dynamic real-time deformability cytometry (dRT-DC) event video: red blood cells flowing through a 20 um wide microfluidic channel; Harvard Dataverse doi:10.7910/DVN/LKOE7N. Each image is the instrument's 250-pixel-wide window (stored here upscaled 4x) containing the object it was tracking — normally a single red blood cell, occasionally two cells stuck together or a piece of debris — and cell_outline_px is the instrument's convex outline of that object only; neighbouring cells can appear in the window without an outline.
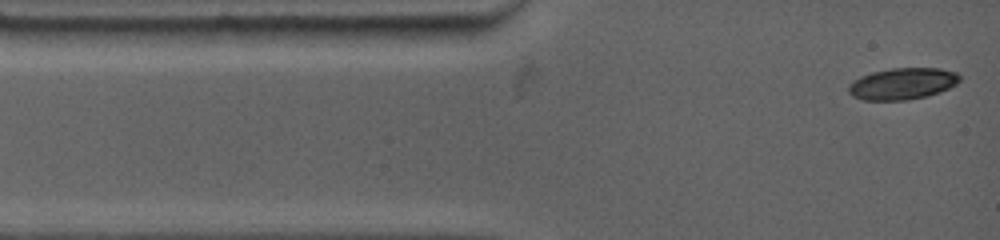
{"species": "common noctule bat (a hibernating species)", "species_latin": "Nyctalus noctula", "temperature_condition": "warm", "stored_images_in_passage": 10, "camera_frame_rate_fps": 4500, "um_per_image_px": 0.085, "animal": {"sex": "female", "body_mass_g": 19.0, "forearm_length_mm": 53.3}, "frame": {"image": 1, "passage_image": 1, "time_ms": 0.0, "image_size_px": [1000, 240], "cell_outline_px": [[960, 80], [956, 84], [940, 92], [908, 100], [864, 100], [852, 96], [848, 92], [848, 84], [852, 80], [860, 76], [872, 72], [892, 68], [940, 68], [956, 72], [960, 76]], "centroid_in_image_um": [76.68, 7.11], "position_along_channel_um": 8.3, "area_um2": 20.52}}
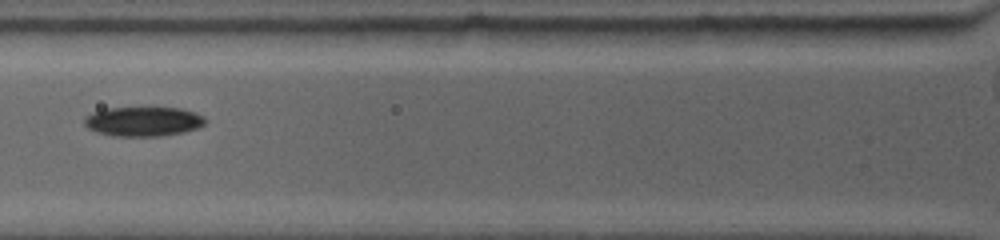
{"frame": {"image": 2, "passage_image": 7, "time_ms": 3.778, "image_size_px": [1000, 240], "cell_outline_px": [[204, 124], [200, 128], [184, 132], [160, 136], [112, 136], [96, 132], [88, 128], [84, 124], [84, 116], [92, 112], [108, 108], [180, 108], [196, 112], [204, 116]], "centroid_in_image_um": [12.17, 10.33], "position_along_channel_um": 113.6, "area_um2": 20.92}}
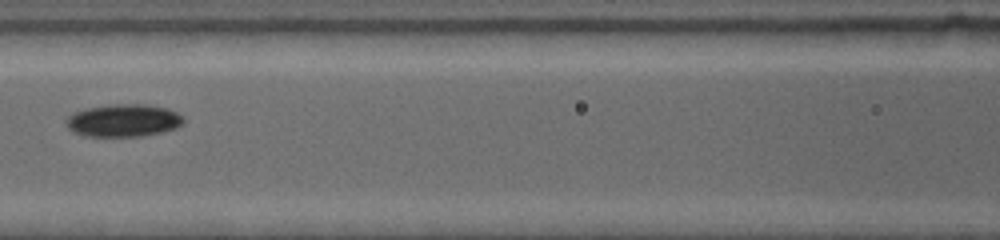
{"frame": {"image": 3, "passage_image": 9, "time_ms": 4.889, "image_size_px": [1000, 240], "cell_outline_px": [[184, 124], [176, 128], [160, 132], [140, 136], [84, 136], [72, 132], [64, 124], [64, 120], [72, 112], [84, 108], [112, 104], [144, 104], [168, 108], [184, 116]], "centroid_in_image_um": [10.45, 10.23], "position_along_channel_um": 156.1, "area_um2": 22.66}}